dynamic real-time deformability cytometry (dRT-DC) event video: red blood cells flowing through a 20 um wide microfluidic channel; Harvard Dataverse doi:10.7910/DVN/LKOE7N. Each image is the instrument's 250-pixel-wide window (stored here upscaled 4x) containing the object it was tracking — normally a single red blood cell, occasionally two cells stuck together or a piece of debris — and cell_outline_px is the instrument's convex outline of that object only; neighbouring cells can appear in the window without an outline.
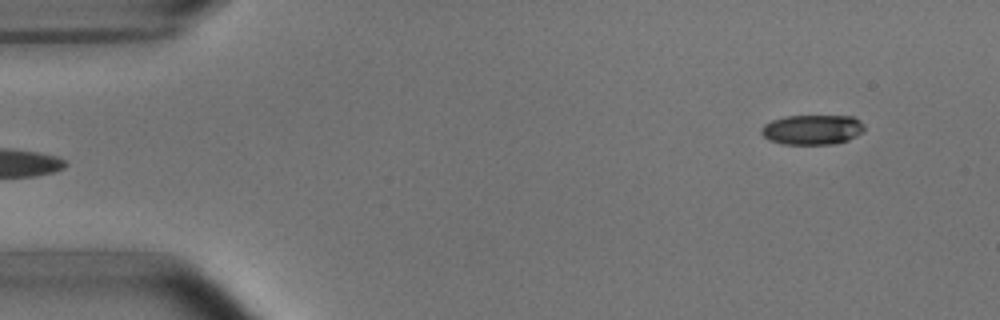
{"species": "common noctule bat (a hibernating species)", "species_latin": "Nyctalus noctula", "temperature_condition": "room temperature", "stored_images_in_passage": 4, "camera_frame_rate_fps": 3000, "um_per_image_px": 0.085, "animal": {"sex": "male", "body_mass_g": 15.6}, "frame": {"image": 1, "passage_image": 4, "time_ms": 4.333, "image_size_px": [1000, 320], "cell_outline_px": [[864, 132], [848, 140], [836, 144], [784, 144], [768, 140], [760, 132], [760, 128], [764, 124], [772, 120], [784, 116], [852, 116], [860, 120], [864, 124]], "centroid_in_image_um": [69.05, 11.02], "position_along_channel_um": 16.0, "area_um2": 18.15}}